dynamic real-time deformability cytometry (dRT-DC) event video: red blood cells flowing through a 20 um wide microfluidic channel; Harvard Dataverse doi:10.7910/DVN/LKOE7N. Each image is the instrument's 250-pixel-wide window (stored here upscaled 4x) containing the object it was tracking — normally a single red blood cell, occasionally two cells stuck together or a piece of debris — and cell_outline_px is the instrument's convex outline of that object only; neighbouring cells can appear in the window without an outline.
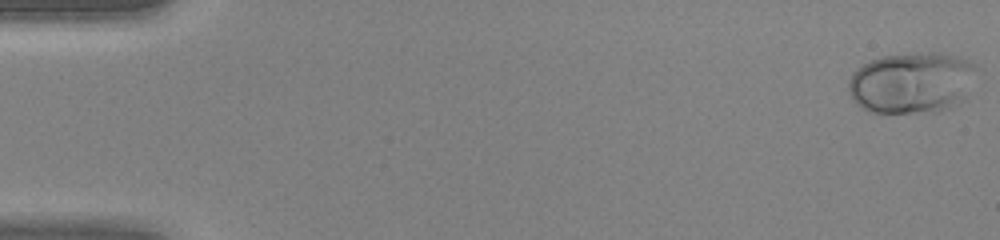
{"species": "human", "species_latin": "Homo sapiens", "temperature_condition": "warm", "stored_images_in_passage": 45, "camera_frame_rate_fps": 3000, "um_per_image_px": 0.085, "donor": {"sex": "female"}, "frame": {"image": 1, "passage_image": 1, "time_ms": 0.0, "image_size_px": [1000, 240], "cell_outline_px": [[972, 68], [968, 100], [952, 108], [936, 112], [872, 112], [856, 104], [852, 100], [848, 88], [848, 84], [852, 72], [856, 68], [880, 56], [916, 52], [936, 52], [952, 56], [964, 60], [972, 64]], "centroid_in_image_um": [77.46, 7.05], "position_along_channel_um": 7.5, "area_um2": 45.66}}
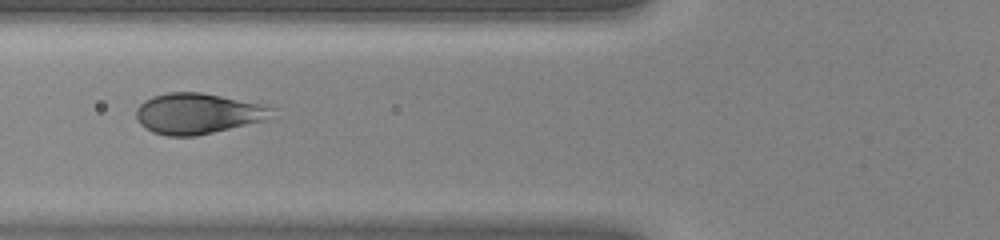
{"frame": {"image": 2, "passage_image": 18, "time_ms": 5.667, "image_size_px": [1000, 240], "cell_outline_px": [[276, 108], [264, 120], [196, 136], [168, 136], [152, 132], [144, 128], [140, 124], [136, 116], [136, 108], [144, 100], [152, 96], [168, 92], [200, 92], [260, 104]], "centroid_in_image_um": [16.73, 9.65], "position_along_channel_um": 109.1, "area_um2": 31.85}}
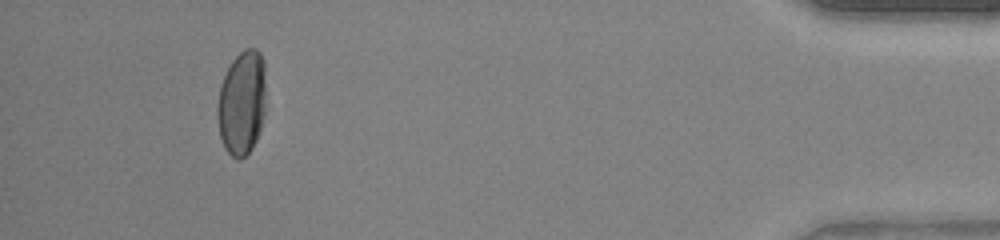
{"frame": {"image": 3, "passage_image": 42, "time_ms": 13.667, "image_size_px": [1000, 240], "cell_outline_px": [[264, 112], [260, 128], [256, 140], [252, 148], [240, 160], [236, 160], [224, 148], [220, 136], [216, 116], [216, 108], [220, 84], [232, 60], [244, 48], [256, 48], [260, 52], [264, 60]], "centroid_in_image_um": [20.53, 8.74], "position_along_channel_um": 414.7, "area_um2": 29.65}}